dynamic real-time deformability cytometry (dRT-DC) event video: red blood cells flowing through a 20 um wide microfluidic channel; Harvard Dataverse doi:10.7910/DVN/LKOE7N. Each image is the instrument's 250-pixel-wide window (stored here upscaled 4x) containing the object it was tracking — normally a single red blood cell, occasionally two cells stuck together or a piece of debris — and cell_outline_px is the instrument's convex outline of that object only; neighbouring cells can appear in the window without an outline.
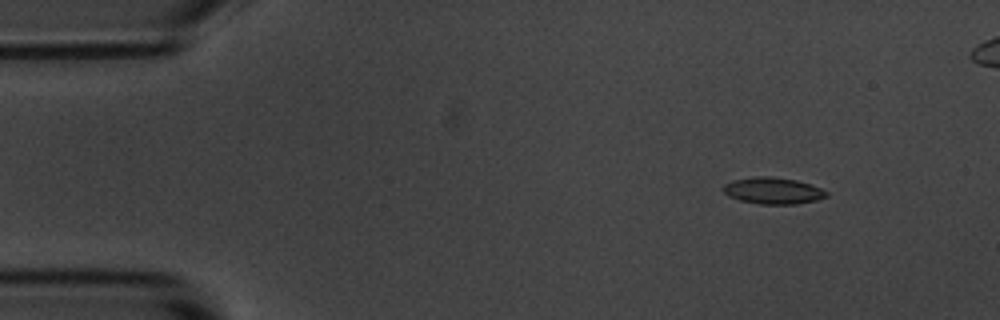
{"species": "common noctule bat (a hibernating species)", "species_latin": "Nyctalus noctula", "temperature_condition": "room temperature", "stored_images_in_passage": 4, "camera_frame_rate_fps": 3000, "um_per_image_px": 0.085, "animal": {"sex": "male", "body_mass_g": 20.1, "forearm_length_mm": 53.5}, "frame": {"image": 1, "passage_image": 1, "time_ms": 0.0, "image_size_px": [1000, 320], "cell_outline_px": [[828, 196], [816, 200], [796, 204], [760, 204], [740, 200], [728, 196], [720, 188], [724, 184], [732, 180], [756, 176], [772, 176], [796, 180], [820, 188], [828, 192]], "centroid_in_image_um": [65.66, 16.2], "position_along_channel_um": 19.3, "area_um2": 16.01}}